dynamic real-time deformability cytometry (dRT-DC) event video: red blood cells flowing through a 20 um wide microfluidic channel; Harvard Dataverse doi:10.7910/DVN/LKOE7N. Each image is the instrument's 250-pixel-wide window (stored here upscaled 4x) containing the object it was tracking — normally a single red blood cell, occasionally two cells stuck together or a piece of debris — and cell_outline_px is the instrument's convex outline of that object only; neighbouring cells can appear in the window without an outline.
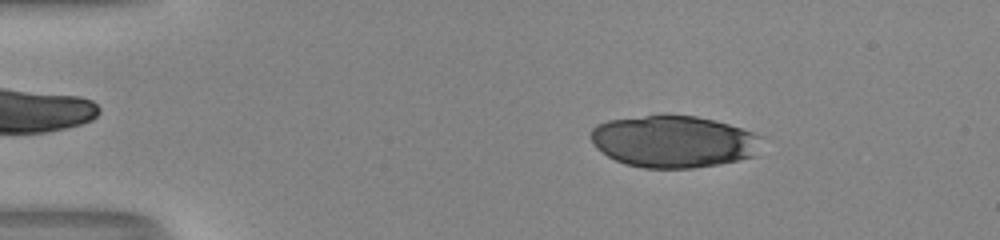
{"species": "human", "species_latin": "Homo sapiens", "temperature_condition": "room temperature", "stored_images_in_passage": 48, "camera_frame_rate_fps": 3000, "um_per_image_px": 0.085, "donor": {"sex": "male"}, "frame": {"image": 1, "passage_image": 5, "time_ms": 1.333, "image_size_px": [1000, 240], "cell_outline_px": [[760, 136], [752, 156], [720, 164], [692, 168], [644, 168], [624, 164], [608, 156], [596, 148], [592, 140], [592, 128], [596, 124], [608, 120], [644, 116], [696, 116], [728, 124], [752, 132]], "centroid_in_image_um": [57.18, 12.04], "position_along_channel_um": 27.8, "area_um2": 50.92}}